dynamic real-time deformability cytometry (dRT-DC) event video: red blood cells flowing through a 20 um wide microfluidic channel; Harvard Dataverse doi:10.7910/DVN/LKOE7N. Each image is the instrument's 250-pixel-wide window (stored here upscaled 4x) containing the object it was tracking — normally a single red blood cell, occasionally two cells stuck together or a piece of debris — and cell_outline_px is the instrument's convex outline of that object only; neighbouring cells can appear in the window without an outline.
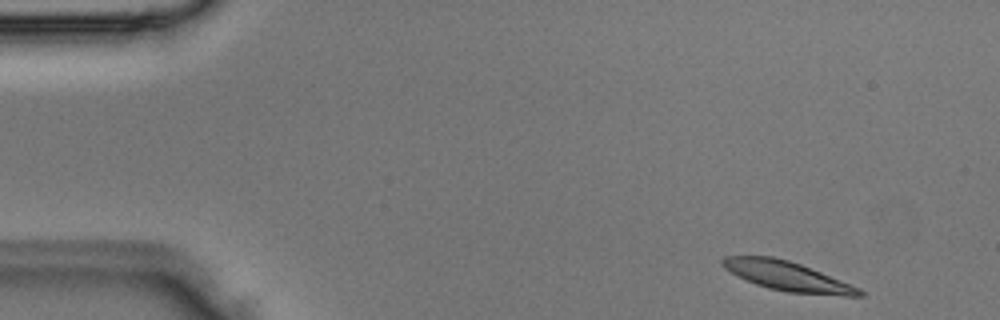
{"species": "Egyptian fruit bat (a non-hibernating species)", "species_latin": "Rousettus aegyptiacus", "temperature_condition": "room temperature", "stored_images_in_passage": 4, "segment_of_instrument_passage": [1, 2], "camera_frame_rate_fps": 3000, "um_per_image_px": 0.085, "animal": {"sex": "male"}, "frame": {"image": 1, "passage_image": 1, "time_ms": 0.0, "image_size_px": [1000, 320], "cell_outline_px": [[864, 296], [844, 296], [788, 292], [768, 288], [756, 284], [724, 268], [720, 264], [720, 260], [724, 256], [772, 256], [788, 260], [800, 264], [860, 288], [864, 292]], "centroid_in_image_um": [66.93, 23.47], "position_along_channel_um": 18.1, "area_um2": 23.12}}
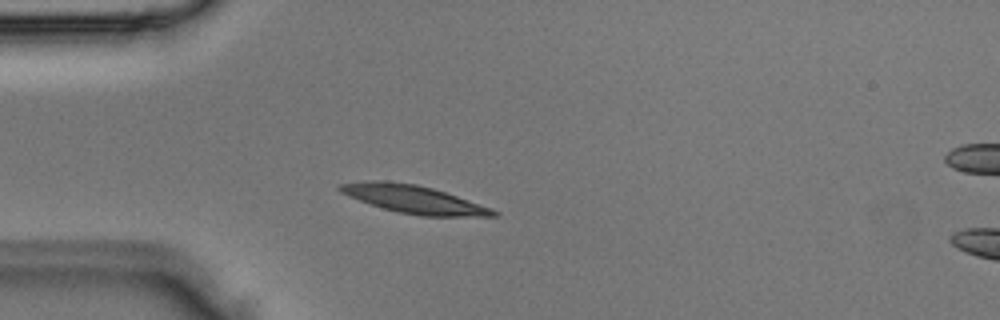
{"frame": {"image": 2, "passage_image": 3, "time_ms": 0.667, "image_size_px": [1000, 320], "cell_outline_px": [[500, 212], [496, 216], [420, 216], [396, 212], [348, 196], [340, 192], [336, 188], [340, 184], [364, 180], [384, 180], [416, 184], [432, 188], [492, 208]], "centroid_in_image_um": [35.14, 16.93], "position_along_channel_um": 49.9, "area_um2": 24.85}}